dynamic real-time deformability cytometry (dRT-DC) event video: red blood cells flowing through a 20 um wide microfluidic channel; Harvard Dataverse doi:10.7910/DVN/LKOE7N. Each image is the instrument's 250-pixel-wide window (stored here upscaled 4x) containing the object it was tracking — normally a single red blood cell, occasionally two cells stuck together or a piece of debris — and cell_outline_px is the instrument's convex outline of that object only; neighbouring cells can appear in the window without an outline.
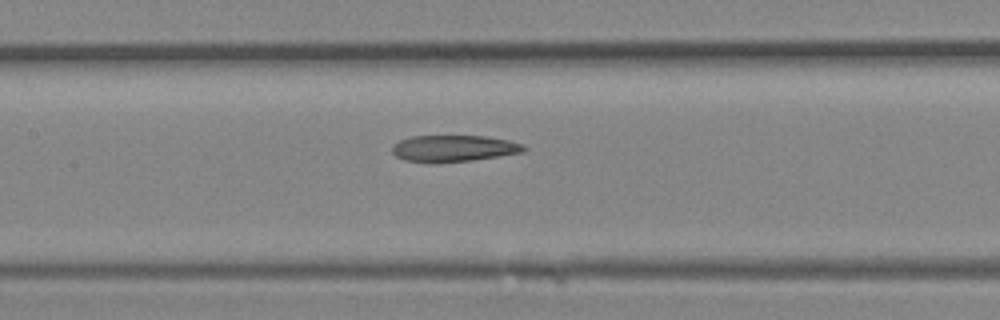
{"species": "Egyptian fruit bat (a non-hibernating species)", "species_latin": "Rousettus aegyptiacus", "temperature_condition": "room temperature", "stored_images_in_passage": 9, "segment_of_instrument_passage": [1, 2], "camera_frame_rate_fps": 3000, "um_per_image_px": 0.085, "animal": {"sex": "female"}, "frame": {"image": 1, "passage_image": 6, "time_ms": 1.667, "image_size_px": [1000, 320], "cell_outline_px": [[528, 148], [524, 152], [500, 156], [472, 160], [432, 164], [404, 160], [396, 156], [392, 152], [392, 144], [400, 140], [412, 136], [488, 136], [508, 140], [524, 144]], "centroid_in_image_um": [38.57, 12.62], "position_along_channel_um": 168.8, "area_um2": 20.75}}
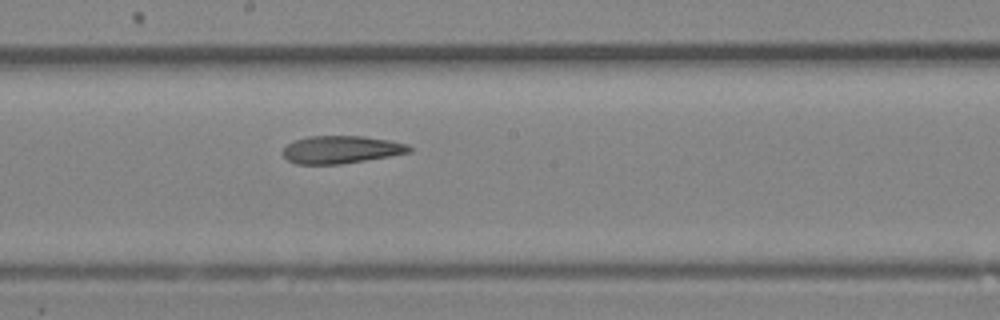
{"frame": {"image": 2, "passage_image": 8, "time_ms": 2.333, "image_size_px": [1000, 320], "cell_outline_px": [[412, 152], [340, 164], [296, 164], [288, 160], [284, 156], [284, 148], [288, 144], [296, 140], [308, 136], [364, 136], [388, 140], [408, 144], [412, 148]], "centroid_in_image_um": [29.01, 12.71], "position_along_channel_um": 219.2, "area_um2": 20.17}}